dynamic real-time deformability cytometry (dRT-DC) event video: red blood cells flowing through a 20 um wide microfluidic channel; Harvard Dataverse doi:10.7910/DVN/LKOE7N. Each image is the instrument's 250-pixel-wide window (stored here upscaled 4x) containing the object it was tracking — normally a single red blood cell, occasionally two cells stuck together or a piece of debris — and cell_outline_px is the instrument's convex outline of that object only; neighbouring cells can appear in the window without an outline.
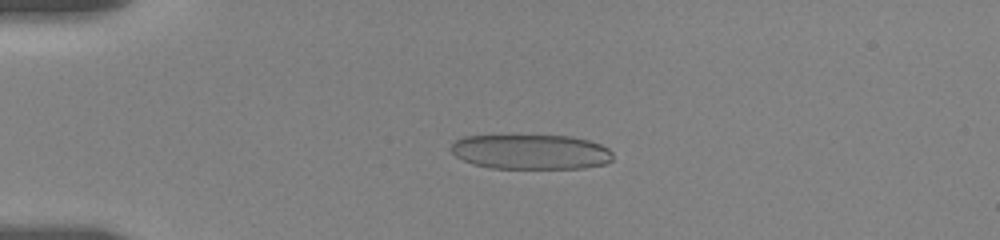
{"species": "human", "species_latin": "Homo sapiens", "temperature_condition": "room temperature", "stored_images_in_passage": 53, "camera_frame_rate_fps": 3000, "um_per_image_px": 0.085, "donor": {"sex": "female"}, "frame": {"image": 1, "passage_image": 16, "time_ms": 4.333, "image_size_px": [1000, 240], "cell_outline_px": [[612, 160], [604, 164], [584, 168], [488, 168], [472, 164], [456, 156], [452, 152], [452, 144], [456, 140], [464, 136], [572, 136], [588, 140], [600, 144], [608, 148], [612, 152]], "centroid_in_image_um": [45.14, 12.91], "position_along_channel_um": 39.9, "area_um2": 32.77}}
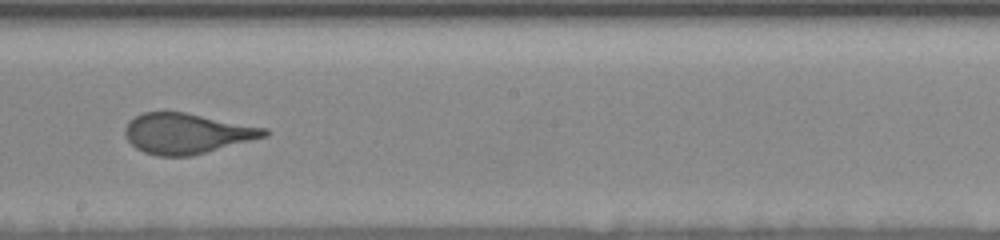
{"frame": {"image": 2, "passage_image": 34, "time_ms": 10.667, "image_size_px": [1000, 240], "cell_outline_px": [[268, 136], [192, 156], [156, 156], [144, 152], [136, 148], [128, 140], [124, 132], [124, 128], [128, 120], [144, 112], [184, 112], [268, 128]], "centroid_in_image_um": [15.87, 11.35], "position_along_channel_um": 232.3, "area_um2": 32.83}}
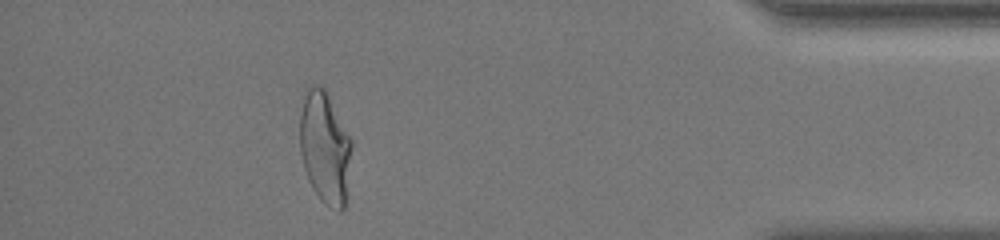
{"frame": {"image": 3, "passage_image": 49, "time_ms": 16.667, "image_size_px": [1000, 240], "cell_outline_px": [[352, 144], [344, 208], [340, 212], [324, 204], [320, 200], [312, 188], [308, 180], [304, 168], [300, 152], [300, 116], [304, 88], [312, 84], [316, 84], [324, 88], [352, 140]], "centroid_in_image_um": [27.59, 12.53], "position_along_channel_um": 407.6, "area_um2": 33.93}, "authors_computed_cell_mechanics": {"area_um2": 33.6974, "velocity_mm_per_s": 3.6023, "shape_relaxation_time_tau1_ms": 5.5477, "shape_relaxation_time_tau2_ms": null, "deformation_change_tau1": 0.1914, "deformation_change_tau2": null}}